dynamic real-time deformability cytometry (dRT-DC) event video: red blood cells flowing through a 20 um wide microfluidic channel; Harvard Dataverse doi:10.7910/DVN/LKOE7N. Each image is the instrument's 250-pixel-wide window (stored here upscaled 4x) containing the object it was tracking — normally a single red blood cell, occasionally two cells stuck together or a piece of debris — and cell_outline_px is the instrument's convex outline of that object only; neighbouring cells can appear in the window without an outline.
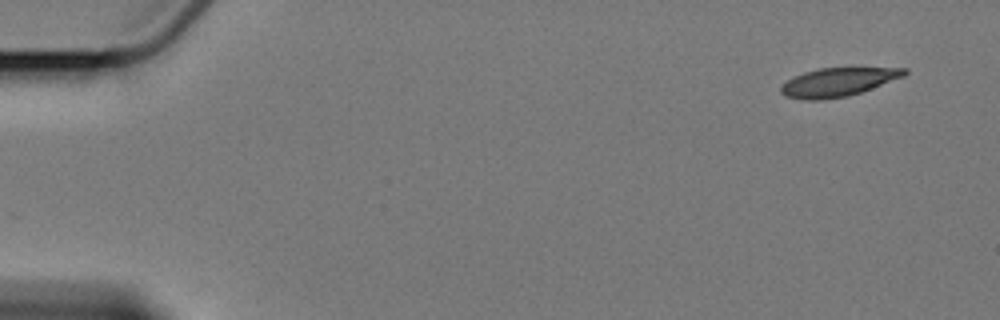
{"species": "Egyptian fruit bat (a non-hibernating species)", "species_latin": "Rousettus aegyptiacus", "temperature_condition": "cold", "stored_images_in_passage": 5, "camera_frame_rate_fps": 3000, "um_per_image_px": 0.085, "animal": {"sex": "female"}, "frame": {"image": 1, "passage_image": 1, "time_ms": 0.0, "image_size_px": [1000, 320], "cell_outline_px": [[908, 72], [904, 76], [872, 88], [848, 96], [824, 100], [800, 100], [788, 96], [780, 92], [780, 88], [788, 80], [804, 72], [820, 68], [908, 68]], "centroid_in_image_um": [71.23, 6.99], "position_along_channel_um": 13.8, "area_um2": 20.35}}
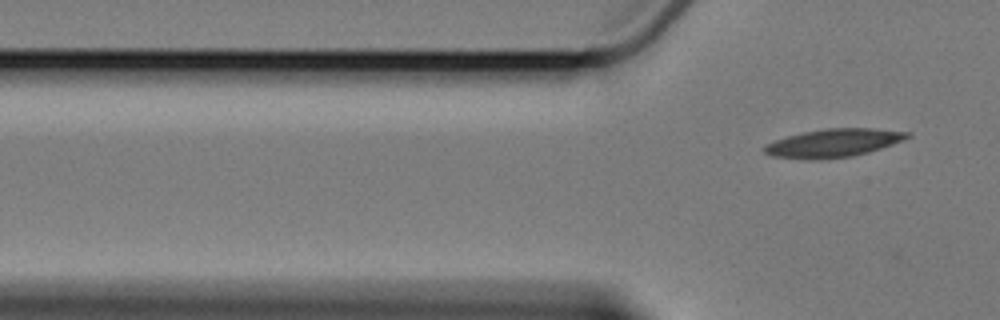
{"frame": {"image": 2, "passage_image": 5, "time_ms": 4.667, "image_size_px": [1000, 320], "cell_outline_px": [[912, 136], [904, 140], [868, 152], [852, 156], [820, 160], [804, 160], [772, 156], [764, 152], [760, 148], [764, 144], [788, 136], [804, 132], [824, 128], [876, 128], [912, 132]], "centroid_in_image_um": [70.83, 12.16], "position_along_channel_um": 55.0, "area_um2": 23.87}}